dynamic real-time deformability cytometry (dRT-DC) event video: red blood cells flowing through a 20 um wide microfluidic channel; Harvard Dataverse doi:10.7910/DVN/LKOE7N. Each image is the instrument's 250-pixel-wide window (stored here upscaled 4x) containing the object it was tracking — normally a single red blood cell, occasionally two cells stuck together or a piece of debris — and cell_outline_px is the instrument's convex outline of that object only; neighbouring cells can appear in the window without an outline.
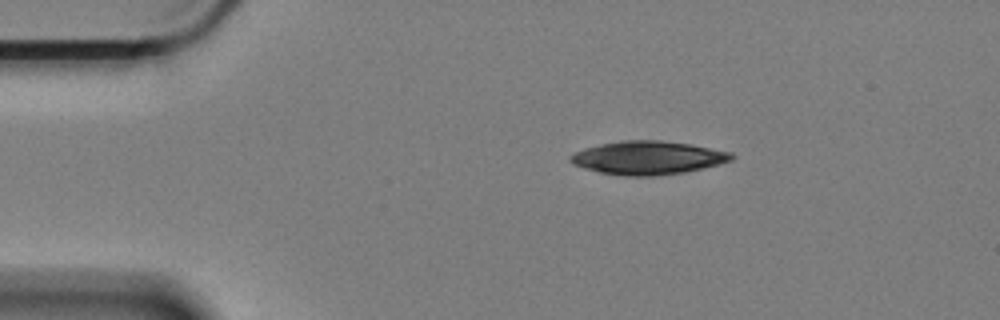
{"species": "Egyptian fruit bat (a non-hibernating species)", "species_latin": "Rousettus aegyptiacus", "temperature_condition": "cold", "stored_images_in_passage": 50, "camera_frame_rate_fps": 3000, "um_per_image_px": 0.085, "animal": {"sex": "female"}, "frame": {"image": 1, "passage_image": 1, "time_ms": 0.0, "image_size_px": [1000, 320], "cell_outline_px": [[736, 156], [732, 160], [684, 172], [652, 176], [624, 176], [600, 172], [584, 168], [572, 164], [568, 160], [568, 156], [584, 148], [600, 144], [620, 140], [660, 140], [692, 144], [732, 152]], "centroid_in_image_um": [55.04, 13.4], "position_along_channel_um": 30.0, "area_um2": 31.39}}
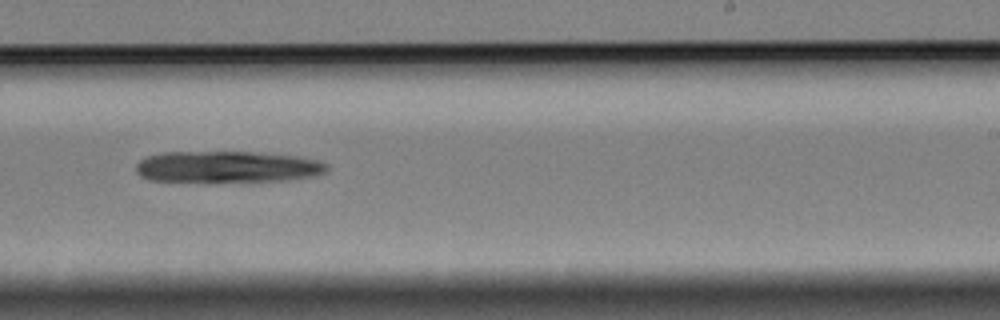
{"frame": {"image": 2, "passage_image": 27, "time_ms": 8.667, "image_size_px": [1000, 320], "cell_outline_px": [[328, 168], [324, 172], [316, 176], [288, 180], [208, 184], [148, 180], [140, 176], [136, 172], [136, 164], [144, 156], [160, 152], [252, 152], [300, 156], [320, 160], [328, 164]], "centroid_in_image_um": [19.27, 14.22], "position_along_channel_um": 269.7, "area_um2": 36.7}}
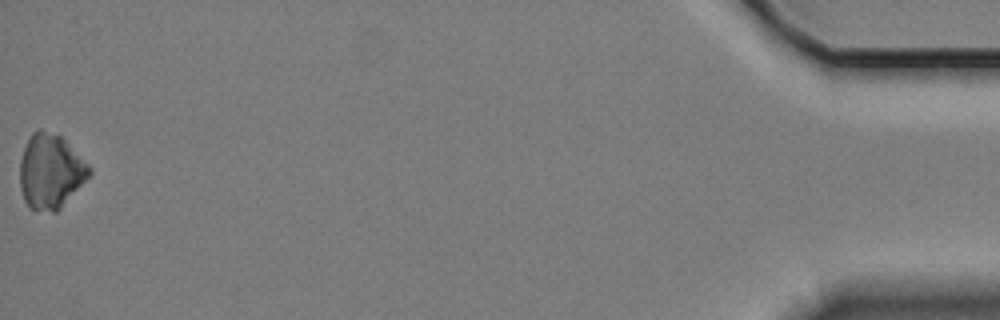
{"frame": {"image": 3, "passage_image": 50, "time_ms": 16.333, "image_size_px": [1000, 320], "cell_outline_px": [[92, 172], [60, 208], [56, 212], [52, 212], [28, 208], [24, 200], [20, 188], [20, 160], [24, 148], [32, 132], [36, 128], [40, 128], [60, 136], [92, 168]], "centroid_in_image_um": [4.26, 14.56], "position_along_channel_um": 430.9, "area_um2": 29.82}}